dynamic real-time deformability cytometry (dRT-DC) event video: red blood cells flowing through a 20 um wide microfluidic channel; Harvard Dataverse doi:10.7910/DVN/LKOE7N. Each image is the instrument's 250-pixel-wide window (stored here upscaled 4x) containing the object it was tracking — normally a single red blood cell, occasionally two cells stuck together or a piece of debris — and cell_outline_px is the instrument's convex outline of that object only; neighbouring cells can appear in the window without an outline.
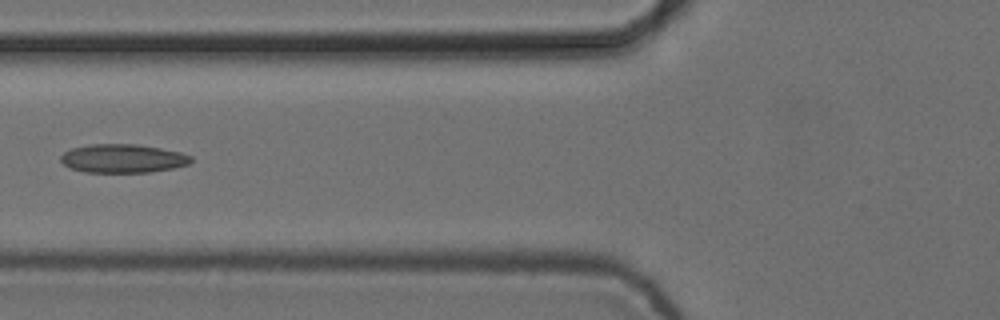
{"species": "common noctule bat (a hibernating species)", "species_latin": "Nyctalus noctula", "temperature_condition": "cold", "stored_images_in_passage": 2, "camera_frame_rate_fps": 3000, "um_per_image_px": 0.085, "animal": {"sex": "female", "body_mass_g": 24.6, "forearm_length_mm": 56.2}, "frame": {"image": 1, "passage_image": 2, "time_ms": 0.333, "image_size_px": [1000, 320], "cell_outline_px": [[192, 160], [188, 164], [172, 168], [148, 172], [84, 172], [72, 168], [64, 164], [60, 160], [60, 156], [64, 152], [72, 148], [92, 144], [136, 144], [160, 148], [180, 152], [192, 156]], "centroid_in_image_um": [10.43, 13.46], "position_along_channel_um": 115.4, "area_um2": 21.56}}